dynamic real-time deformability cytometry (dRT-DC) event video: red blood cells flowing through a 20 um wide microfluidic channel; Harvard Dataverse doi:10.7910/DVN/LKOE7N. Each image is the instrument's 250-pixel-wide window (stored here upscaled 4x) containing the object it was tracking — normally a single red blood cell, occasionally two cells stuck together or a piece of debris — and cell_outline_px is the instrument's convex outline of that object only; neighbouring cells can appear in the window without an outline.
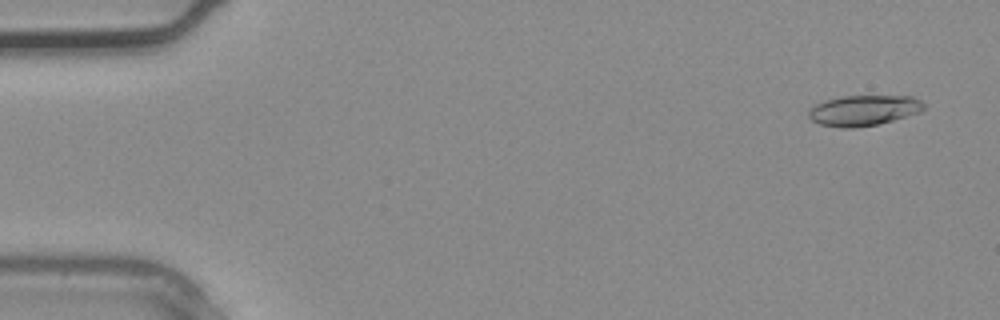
{"species": "common noctule bat (a hibernating species)", "species_latin": "Nyctalus noctula", "temperature_condition": "warm", "stored_images_in_passage": 3, "segment_of_instrument_passage": [2, 2], "camera_frame_rate_fps": 3000, "um_per_image_px": 0.085, "animal": {"sex": "male", "body_mass_g": 20.4}, "frame": {"image": 1, "passage_image": 3, "time_ms": 0.667, "image_size_px": [1000, 320], "cell_outline_px": [[924, 108], [920, 112], [892, 120], [876, 124], [852, 128], [840, 128], [820, 124], [812, 120], [808, 116], [808, 112], [816, 104], [824, 100], [844, 96], [912, 96], [920, 100], [924, 104]], "centroid_in_image_um": [73.4, 9.38], "position_along_channel_um": 11.6, "area_um2": 20.29}}